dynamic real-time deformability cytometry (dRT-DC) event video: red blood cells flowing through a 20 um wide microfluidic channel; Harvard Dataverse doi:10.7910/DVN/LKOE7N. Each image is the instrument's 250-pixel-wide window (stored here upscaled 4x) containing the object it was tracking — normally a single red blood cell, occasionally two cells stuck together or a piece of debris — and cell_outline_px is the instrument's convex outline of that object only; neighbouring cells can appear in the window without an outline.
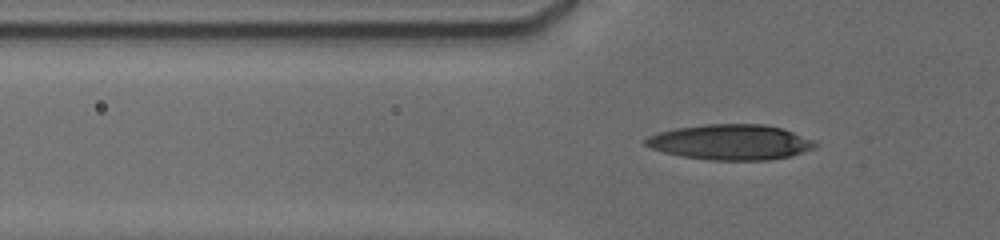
{"species": "human", "species_latin": "Homo sapiens", "temperature_condition": "cold", "stored_images_in_passage": 32, "camera_frame_rate_fps": 3000, "um_per_image_px": 0.085, "donor": {"sex": "male"}, "frame": {"image": 1, "passage_image": 6, "time_ms": 2.333, "image_size_px": [1000, 240], "cell_outline_px": [[816, 148], [792, 156], [768, 160], [712, 160], [684, 156], [664, 152], [652, 148], [644, 144], [644, 140], [648, 136], [660, 132], [676, 128], [704, 124], [764, 124], [784, 128], [816, 140]], "centroid_in_image_um": [62.17, 12.07], "position_along_channel_um": 63.6, "area_um2": 35.08}}
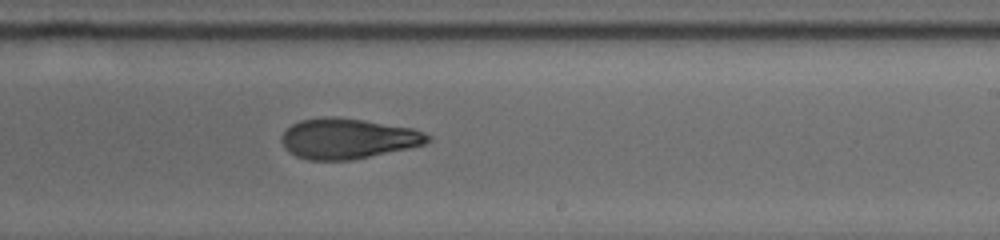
{"frame": {"image": 2, "passage_image": 17, "time_ms": 7.667, "image_size_px": [1000, 240], "cell_outline_px": [[432, 140], [424, 144], [408, 148], [352, 160], [308, 160], [296, 156], [280, 140], [280, 136], [292, 124], [300, 120], [324, 116], [336, 116], [364, 120], [412, 128], [424, 132], [432, 136]], "centroid_in_image_um": [29.58, 11.77], "position_along_channel_um": 259.4, "area_um2": 34.33}}
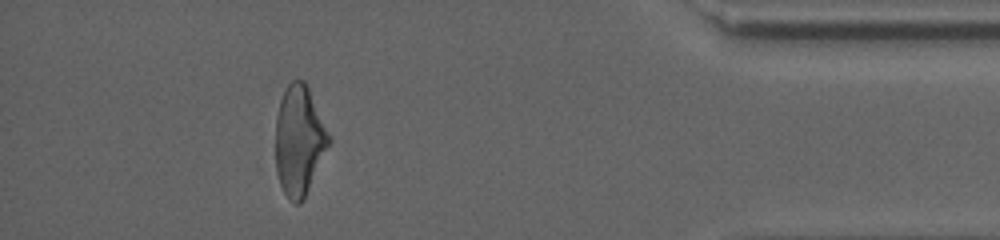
{"frame": {"image": 3, "passage_image": 28, "time_ms": 12.667, "image_size_px": [1000, 240], "cell_outline_px": [[332, 140], [304, 200], [300, 204], [296, 204], [288, 200], [280, 184], [276, 168], [276, 116], [280, 100], [288, 84], [292, 80], [304, 80], [308, 88]], "centroid_in_image_um": [25.43, 11.99], "position_along_channel_um": 409.8, "area_um2": 34.04}, "authors_computed_cell_mechanics": {"area_um2": 34.4199, "velocity_mm_per_s": 3.8171, "shape_relaxation_time_tau1_ms": null, "shape_relaxation_time_tau2_ms": 2.8965, "deformation_change_tau1": null, "deformation_change_tau2": 0.1099}}